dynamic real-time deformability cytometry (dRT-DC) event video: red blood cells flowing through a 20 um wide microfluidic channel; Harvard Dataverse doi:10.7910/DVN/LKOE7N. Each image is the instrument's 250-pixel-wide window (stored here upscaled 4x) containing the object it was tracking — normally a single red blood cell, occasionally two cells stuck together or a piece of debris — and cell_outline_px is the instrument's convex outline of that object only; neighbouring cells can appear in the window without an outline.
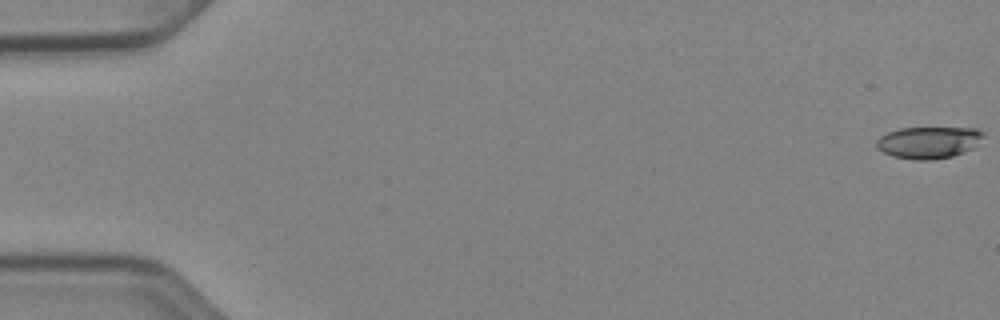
{"species": "Egyptian fruit bat (a non-hibernating species)", "species_latin": "Rousettus aegyptiacus", "temperature_condition": "cold", "stored_images_in_passage": 53, "camera_frame_rate_fps": 3000, "um_per_image_px": 0.085, "animal": {"sex": "female"}, "frame": {"image": 1, "passage_image": 1, "time_ms": 0.0, "image_size_px": [1000, 320], "cell_outline_px": [[984, 136], [972, 148], [964, 152], [952, 156], [932, 160], [912, 160], [892, 156], [876, 148], [876, 140], [880, 136], [888, 132], [900, 128], [976, 128], [984, 132]], "centroid_in_image_um": [78.91, 12.11], "position_along_channel_um": 6.1, "area_um2": 19.88}}
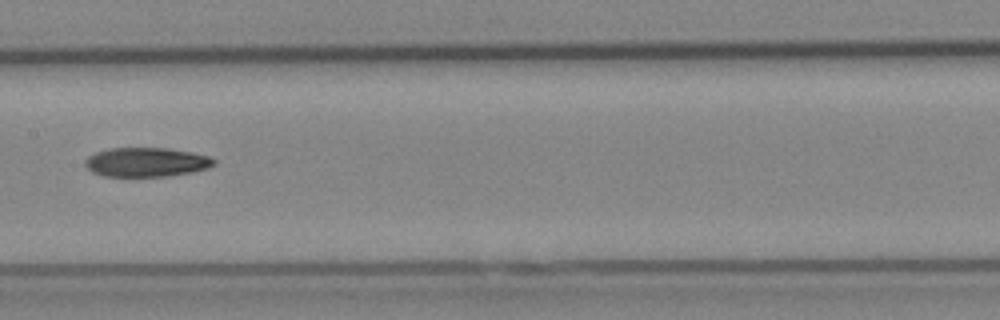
{"frame": {"image": 2, "passage_image": 28, "time_ms": 9.0, "image_size_px": [1000, 320], "cell_outline_px": [[216, 164], [208, 168], [192, 172], [164, 176], [104, 176], [92, 172], [84, 164], [84, 160], [88, 156], [96, 152], [108, 148], [168, 148], [192, 152], [208, 156], [216, 160]], "centroid_in_image_um": [12.43, 13.77], "position_along_channel_um": 195.0, "area_um2": 21.96}}
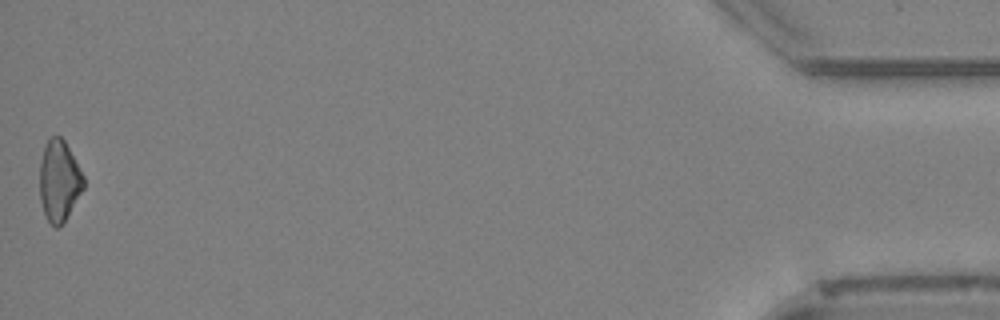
{"frame": {"image": 3, "passage_image": 53, "time_ms": 17.333, "image_size_px": [1000, 320], "cell_outline_px": [[84, 188], [64, 220], [56, 228], [48, 220], [44, 212], [40, 200], [40, 160], [44, 144], [52, 136], [60, 136], [64, 140], [84, 176]], "centroid_in_image_um": [5.01, 15.33], "position_along_channel_um": 430.2, "area_um2": 20.4}, "authors_computed_cell_mechanics": {"area_um2": 21.6172, "velocity_mm_per_s": 3.9407, "shape_relaxation_time_tau1_ms": 8.333, "shape_relaxation_time_tau2_ms": null, "deformation_change_tau1": 0.1695, "deformation_change_tau2": null}}